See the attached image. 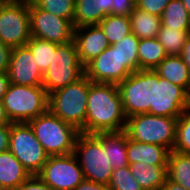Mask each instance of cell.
<instances>
[{
	"mask_svg": "<svg viewBox=\"0 0 190 190\" xmlns=\"http://www.w3.org/2000/svg\"><path fill=\"white\" fill-rule=\"evenodd\" d=\"M130 74L122 65L118 50L112 45L84 66V75L92 82L118 85Z\"/></svg>",
	"mask_w": 190,
	"mask_h": 190,
	"instance_id": "5bb4252c",
	"label": "cell"
},
{
	"mask_svg": "<svg viewBox=\"0 0 190 190\" xmlns=\"http://www.w3.org/2000/svg\"><path fill=\"white\" fill-rule=\"evenodd\" d=\"M91 82L84 75L78 81L49 94L48 110L84 134Z\"/></svg>",
	"mask_w": 190,
	"mask_h": 190,
	"instance_id": "7a4b0ae2",
	"label": "cell"
},
{
	"mask_svg": "<svg viewBox=\"0 0 190 190\" xmlns=\"http://www.w3.org/2000/svg\"><path fill=\"white\" fill-rule=\"evenodd\" d=\"M175 151L190 154V109L184 111L177 120Z\"/></svg>",
	"mask_w": 190,
	"mask_h": 190,
	"instance_id": "1f68e13d",
	"label": "cell"
},
{
	"mask_svg": "<svg viewBox=\"0 0 190 190\" xmlns=\"http://www.w3.org/2000/svg\"><path fill=\"white\" fill-rule=\"evenodd\" d=\"M135 7L136 0H113L112 14L129 17Z\"/></svg>",
	"mask_w": 190,
	"mask_h": 190,
	"instance_id": "e575fe53",
	"label": "cell"
},
{
	"mask_svg": "<svg viewBox=\"0 0 190 190\" xmlns=\"http://www.w3.org/2000/svg\"><path fill=\"white\" fill-rule=\"evenodd\" d=\"M160 17L162 26L190 30V15L181 0H170Z\"/></svg>",
	"mask_w": 190,
	"mask_h": 190,
	"instance_id": "484cf974",
	"label": "cell"
},
{
	"mask_svg": "<svg viewBox=\"0 0 190 190\" xmlns=\"http://www.w3.org/2000/svg\"><path fill=\"white\" fill-rule=\"evenodd\" d=\"M190 30H175L165 26L160 27L157 39L163 45L167 55H180Z\"/></svg>",
	"mask_w": 190,
	"mask_h": 190,
	"instance_id": "f1b7e54d",
	"label": "cell"
},
{
	"mask_svg": "<svg viewBox=\"0 0 190 190\" xmlns=\"http://www.w3.org/2000/svg\"><path fill=\"white\" fill-rule=\"evenodd\" d=\"M2 102L12 123H28L48 110L49 95L43 86L10 83Z\"/></svg>",
	"mask_w": 190,
	"mask_h": 190,
	"instance_id": "277c9868",
	"label": "cell"
},
{
	"mask_svg": "<svg viewBox=\"0 0 190 190\" xmlns=\"http://www.w3.org/2000/svg\"><path fill=\"white\" fill-rule=\"evenodd\" d=\"M178 118L157 116L149 113L127 118L125 132L128 137L141 143H149L174 149Z\"/></svg>",
	"mask_w": 190,
	"mask_h": 190,
	"instance_id": "5b68a950",
	"label": "cell"
},
{
	"mask_svg": "<svg viewBox=\"0 0 190 190\" xmlns=\"http://www.w3.org/2000/svg\"><path fill=\"white\" fill-rule=\"evenodd\" d=\"M108 187L110 190H143L133 177L129 166L113 170Z\"/></svg>",
	"mask_w": 190,
	"mask_h": 190,
	"instance_id": "d6a6232c",
	"label": "cell"
},
{
	"mask_svg": "<svg viewBox=\"0 0 190 190\" xmlns=\"http://www.w3.org/2000/svg\"><path fill=\"white\" fill-rule=\"evenodd\" d=\"M7 73L10 83L16 85L42 86L43 83V74L26 45L11 49Z\"/></svg>",
	"mask_w": 190,
	"mask_h": 190,
	"instance_id": "9a60e30c",
	"label": "cell"
},
{
	"mask_svg": "<svg viewBox=\"0 0 190 190\" xmlns=\"http://www.w3.org/2000/svg\"><path fill=\"white\" fill-rule=\"evenodd\" d=\"M73 40L77 46L79 59L83 66L110 46L99 25L74 28Z\"/></svg>",
	"mask_w": 190,
	"mask_h": 190,
	"instance_id": "2e32d148",
	"label": "cell"
},
{
	"mask_svg": "<svg viewBox=\"0 0 190 190\" xmlns=\"http://www.w3.org/2000/svg\"><path fill=\"white\" fill-rule=\"evenodd\" d=\"M58 45L59 44L57 43L41 40L35 37H31L26 43V46L30 49L36 65L42 74L48 69L52 59V52H55Z\"/></svg>",
	"mask_w": 190,
	"mask_h": 190,
	"instance_id": "f546056e",
	"label": "cell"
},
{
	"mask_svg": "<svg viewBox=\"0 0 190 190\" xmlns=\"http://www.w3.org/2000/svg\"><path fill=\"white\" fill-rule=\"evenodd\" d=\"M130 171L143 190H159L168 178L167 165L129 164Z\"/></svg>",
	"mask_w": 190,
	"mask_h": 190,
	"instance_id": "44dd1931",
	"label": "cell"
},
{
	"mask_svg": "<svg viewBox=\"0 0 190 190\" xmlns=\"http://www.w3.org/2000/svg\"><path fill=\"white\" fill-rule=\"evenodd\" d=\"M86 180L108 185L113 168L107 146L95 135L79 133L74 148Z\"/></svg>",
	"mask_w": 190,
	"mask_h": 190,
	"instance_id": "8992f818",
	"label": "cell"
},
{
	"mask_svg": "<svg viewBox=\"0 0 190 190\" xmlns=\"http://www.w3.org/2000/svg\"><path fill=\"white\" fill-rule=\"evenodd\" d=\"M186 7L188 14L190 15V0H181Z\"/></svg>",
	"mask_w": 190,
	"mask_h": 190,
	"instance_id": "ee69618b",
	"label": "cell"
},
{
	"mask_svg": "<svg viewBox=\"0 0 190 190\" xmlns=\"http://www.w3.org/2000/svg\"><path fill=\"white\" fill-rule=\"evenodd\" d=\"M168 56L157 37L140 39L138 45V70H154Z\"/></svg>",
	"mask_w": 190,
	"mask_h": 190,
	"instance_id": "cb8c5ba5",
	"label": "cell"
},
{
	"mask_svg": "<svg viewBox=\"0 0 190 190\" xmlns=\"http://www.w3.org/2000/svg\"><path fill=\"white\" fill-rule=\"evenodd\" d=\"M40 9L73 22L75 0H32Z\"/></svg>",
	"mask_w": 190,
	"mask_h": 190,
	"instance_id": "4dcf8cb0",
	"label": "cell"
},
{
	"mask_svg": "<svg viewBox=\"0 0 190 190\" xmlns=\"http://www.w3.org/2000/svg\"><path fill=\"white\" fill-rule=\"evenodd\" d=\"M126 117L150 114L153 106V70H138L118 84Z\"/></svg>",
	"mask_w": 190,
	"mask_h": 190,
	"instance_id": "30bf717a",
	"label": "cell"
},
{
	"mask_svg": "<svg viewBox=\"0 0 190 190\" xmlns=\"http://www.w3.org/2000/svg\"><path fill=\"white\" fill-rule=\"evenodd\" d=\"M170 0H136V7L152 15L161 16Z\"/></svg>",
	"mask_w": 190,
	"mask_h": 190,
	"instance_id": "836d02e7",
	"label": "cell"
},
{
	"mask_svg": "<svg viewBox=\"0 0 190 190\" xmlns=\"http://www.w3.org/2000/svg\"><path fill=\"white\" fill-rule=\"evenodd\" d=\"M30 176V173L9 150L0 153V185L3 190H13Z\"/></svg>",
	"mask_w": 190,
	"mask_h": 190,
	"instance_id": "d6986e66",
	"label": "cell"
},
{
	"mask_svg": "<svg viewBox=\"0 0 190 190\" xmlns=\"http://www.w3.org/2000/svg\"><path fill=\"white\" fill-rule=\"evenodd\" d=\"M159 190H186V189L180 184H177L171 181L169 178H167L166 182Z\"/></svg>",
	"mask_w": 190,
	"mask_h": 190,
	"instance_id": "b9f144b4",
	"label": "cell"
},
{
	"mask_svg": "<svg viewBox=\"0 0 190 190\" xmlns=\"http://www.w3.org/2000/svg\"><path fill=\"white\" fill-rule=\"evenodd\" d=\"M179 56L183 59L184 63L190 70V33L187 36V39L184 43V47L182 48V51Z\"/></svg>",
	"mask_w": 190,
	"mask_h": 190,
	"instance_id": "ab89813d",
	"label": "cell"
},
{
	"mask_svg": "<svg viewBox=\"0 0 190 190\" xmlns=\"http://www.w3.org/2000/svg\"><path fill=\"white\" fill-rule=\"evenodd\" d=\"M131 32L139 39L155 38L161 27V17L135 7L129 16Z\"/></svg>",
	"mask_w": 190,
	"mask_h": 190,
	"instance_id": "603a6c76",
	"label": "cell"
},
{
	"mask_svg": "<svg viewBox=\"0 0 190 190\" xmlns=\"http://www.w3.org/2000/svg\"><path fill=\"white\" fill-rule=\"evenodd\" d=\"M127 117L118 85L91 82L85 122V134L121 132Z\"/></svg>",
	"mask_w": 190,
	"mask_h": 190,
	"instance_id": "6da1fadb",
	"label": "cell"
},
{
	"mask_svg": "<svg viewBox=\"0 0 190 190\" xmlns=\"http://www.w3.org/2000/svg\"><path fill=\"white\" fill-rule=\"evenodd\" d=\"M37 176L53 190H73L85 179L74 153L48 156Z\"/></svg>",
	"mask_w": 190,
	"mask_h": 190,
	"instance_id": "8fae6325",
	"label": "cell"
},
{
	"mask_svg": "<svg viewBox=\"0 0 190 190\" xmlns=\"http://www.w3.org/2000/svg\"><path fill=\"white\" fill-rule=\"evenodd\" d=\"M31 39L29 2L4 0L0 4V40L11 48Z\"/></svg>",
	"mask_w": 190,
	"mask_h": 190,
	"instance_id": "9c48e42d",
	"label": "cell"
},
{
	"mask_svg": "<svg viewBox=\"0 0 190 190\" xmlns=\"http://www.w3.org/2000/svg\"><path fill=\"white\" fill-rule=\"evenodd\" d=\"M108 148L109 163L113 170L129 166L125 131L95 134Z\"/></svg>",
	"mask_w": 190,
	"mask_h": 190,
	"instance_id": "7402d4cb",
	"label": "cell"
},
{
	"mask_svg": "<svg viewBox=\"0 0 190 190\" xmlns=\"http://www.w3.org/2000/svg\"><path fill=\"white\" fill-rule=\"evenodd\" d=\"M10 80L7 72H0V101H2L4 94L7 92Z\"/></svg>",
	"mask_w": 190,
	"mask_h": 190,
	"instance_id": "60d3db41",
	"label": "cell"
},
{
	"mask_svg": "<svg viewBox=\"0 0 190 190\" xmlns=\"http://www.w3.org/2000/svg\"><path fill=\"white\" fill-rule=\"evenodd\" d=\"M84 76L77 46L73 41L59 44L52 52L51 63L43 74L42 86L47 94L68 86Z\"/></svg>",
	"mask_w": 190,
	"mask_h": 190,
	"instance_id": "52a82bcc",
	"label": "cell"
},
{
	"mask_svg": "<svg viewBox=\"0 0 190 190\" xmlns=\"http://www.w3.org/2000/svg\"><path fill=\"white\" fill-rule=\"evenodd\" d=\"M11 121L8 118L3 102L0 101V125H11Z\"/></svg>",
	"mask_w": 190,
	"mask_h": 190,
	"instance_id": "7bdbcfd3",
	"label": "cell"
},
{
	"mask_svg": "<svg viewBox=\"0 0 190 190\" xmlns=\"http://www.w3.org/2000/svg\"><path fill=\"white\" fill-rule=\"evenodd\" d=\"M168 178L190 190V154L170 151L167 163Z\"/></svg>",
	"mask_w": 190,
	"mask_h": 190,
	"instance_id": "d4e9b609",
	"label": "cell"
},
{
	"mask_svg": "<svg viewBox=\"0 0 190 190\" xmlns=\"http://www.w3.org/2000/svg\"><path fill=\"white\" fill-rule=\"evenodd\" d=\"M13 1H27V2H31L32 0H13Z\"/></svg>",
	"mask_w": 190,
	"mask_h": 190,
	"instance_id": "f6af8a7d",
	"label": "cell"
},
{
	"mask_svg": "<svg viewBox=\"0 0 190 190\" xmlns=\"http://www.w3.org/2000/svg\"><path fill=\"white\" fill-rule=\"evenodd\" d=\"M170 151L161 145L141 143L128 137V164L141 162L144 165H167Z\"/></svg>",
	"mask_w": 190,
	"mask_h": 190,
	"instance_id": "ac0fdd59",
	"label": "cell"
},
{
	"mask_svg": "<svg viewBox=\"0 0 190 190\" xmlns=\"http://www.w3.org/2000/svg\"><path fill=\"white\" fill-rule=\"evenodd\" d=\"M73 190H110L108 185L89 181L84 179L75 189Z\"/></svg>",
	"mask_w": 190,
	"mask_h": 190,
	"instance_id": "f35d334b",
	"label": "cell"
},
{
	"mask_svg": "<svg viewBox=\"0 0 190 190\" xmlns=\"http://www.w3.org/2000/svg\"><path fill=\"white\" fill-rule=\"evenodd\" d=\"M190 109V94L181 86L159 77L153 70V106L150 114L178 118Z\"/></svg>",
	"mask_w": 190,
	"mask_h": 190,
	"instance_id": "7c38bea8",
	"label": "cell"
},
{
	"mask_svg": "<svg viewBox=\"0 0 190 190\" xmlns=\"http://www.w3.org/2000/svg\"><path fill=\"white\" fill-rule=\"evenodd\" d=\"M9 151L30 175H37L49 156L28 123H11Z\"/></svg>",
	"mask_w": 190,
	"mask_h": 190,
	"instance_id": "ba28073f",
	"label": "cell"
},
{
	"mask_svg": "<svg viewBox=\"0 0 190 190\" xmlns=\"http://www.w3.org/2000/svg\"><path fill=\"white\" fill-rule=\"evenodd\" d=\"M10 125H0V153L9 150Z\"/></svg>",
	"mask_w": 190,
	"mask_h": 190,
	"instance_id": "74e56055",
	"label": "cell"
},
{
	"mask_svg": "<svg viewBox=\"0 0 190 190\" xmlns=\"http://www.w3.org/2000/svg\"><path fill=\"white\" fill-rule=\"evenodd\" d=\"M28 124L49 156L74 153L76 138L80 131L63 122L50 110L32 119Z\"/></svg>",
	"mask_w": 190,
	"mask_h": 190,
	"instance_id": "3957f363",
	"label": "cell"
},
{
	"mask_svg": "<svg viewBox=\"0 0 190 190\" xmlns=\"http://www.w3.org/2000/svg\"><path fill=\"white\" fill-rule=\"evenodd\" d=\"M140 39L133 33H130L120 41L112 44L121 56L122 65L131 73L138 71V45Z\"/></svg>",
	"mask_w": 190,
	"mask_h": 190,
	"instance_id": "83f0119b",
	"label": "cell"
},
{
	"mask_svg": "<svg viewBox=\"0 0 190 190\" xmlns=\"http://www.w3.org/2000/svg\"><path fill=\"white\" fill-rule=\"evenodd\" d=\"M110 45L120 41L131 32L130 19L127 16L107 15L98 24Z\"/></svg>",
	"mask_w": 190,
	"mask_h": 190,
	"instance_id": "4316f807",
	"label": "cell"
},
{
	"mask_svg": "<svg viewBox=\"0 0 190 190\" xmlns=\"http://www.w3.org/2000/svg\"><path fill=\"white\" fill-rule=\"evenodd\" d=\"M112 5L113 0H75L74 28L98 25L107 15L112 14Z\"/></svg>",
	"mask_w": 190,
	"mask_h": 190,
	"instance_id": "e0dca14e",
	"label": "cell"
},
{
	"mask_svg": "<svg viewBox=\"0 0 190 190\" xmlns=\"http://www.w3.org/2000/svg\"><path fill=\"white\" fill-rule=\"evenodd\" d=\"M11 49L0 40V72L8 71Z\"/></svg>",
	"mask_w": 190,
	"mask_h": 190,
	"instance_id": "8d00e7d4",
	"label": "cell"
},
{
	"mask_svg": "<svg viewBox=\"0 0 190 190\" xmlns=\"http://www.w3.org/2000/svg\"><path fill=\"white\" fill-rule=\"evenodd\" d=\"M30 34L41 40L64 44L73 41L74 26L70 20L38 8L29 2Z\"/></svg>",
	"mask_w": 190,
	"mask_h": 190,
	"instance_id": "4fadbf2b",
	"label": "cell"
},
{
	"mask_svg": "<svg viewBox=\"0 0 190 190\" xmlns=\"http://www.w3.org/2000/svg\"><path fill=\"white\" fill-rule=\"evenodd\" d=\"M13 190H53L49 185L42 181L37 175H31L26 181Z\"/></svg>",
	"mask_w": 190,
	"mask_h": 190,
	"instance_id": "d590c367",
	"label": "cell"
},
{
	"mask_svg": "<svg viewBox=\"0 0 190 190\" xmlns=\"http://www.w3.org/2000/svg\"><path fill=\"white\" fill-rule=\"evenodd\" d=\"M154 71L159 77L183 87L190 94V70L179 55L166 56Z\"/></svg>",
	"mask_w": 190,
	"mask_h": 190,
	"instance_id": "ffe728a7",
	"label": "cell"
}]
</instances>
